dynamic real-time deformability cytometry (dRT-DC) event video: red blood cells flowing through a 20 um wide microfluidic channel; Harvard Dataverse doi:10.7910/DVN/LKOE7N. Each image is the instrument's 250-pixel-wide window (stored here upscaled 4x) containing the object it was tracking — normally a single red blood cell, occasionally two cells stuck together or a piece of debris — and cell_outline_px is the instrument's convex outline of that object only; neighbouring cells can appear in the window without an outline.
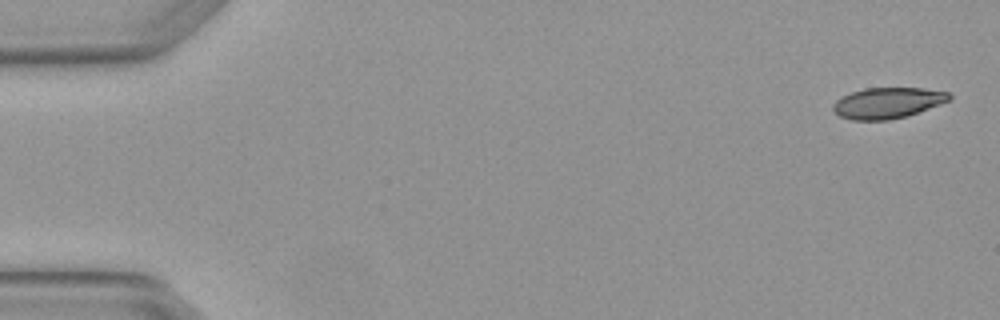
{"species": "Egyptian fruit bat (a non-hibernating species)", "species_latin": "Rousettus aegyptiacus", "temperature_condition": "warm", "stored_images_in_passage": 4, "camera_frame_rate_fps": 3000, "um_per_image_px": 0.085, "animal": {"sex": "female"}, "frame": {"image": 1, "passage_image": 1, "time_ms": 0.0, "image_size_px": [1000, 320], "cell_outline_px": [[952, 100], [908, 116], [888, 120], [852, 120], [840, 116], [832, 108], [832, 104], [840, 96], [864, 88], [924, 88], [948, 92], [952, 96]], "centroid_in_image_um": [75.46, 8.74], "position_along_channel_um": 9.5, "area_um2": 21.1}}
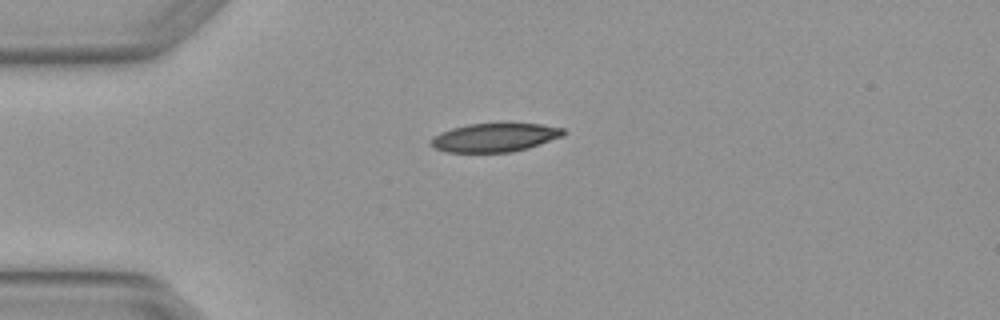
{"frame": {"image": 2, "passage_image": 4, "time_ms": 1.0, "image_size_px": [1000, 320], "cell_outline_px": [[564, 136], [528, 148], [512, 152], [444, 152], [428, 144], [432, 136], [440, 132], [452, 128], [468, 124], [508, 120], [540, 124], [564, 128]], "centroid_in_image_um": [42.06, 11.64], "position_along_channel_um": 42.9, "area_um2": 23.12}}